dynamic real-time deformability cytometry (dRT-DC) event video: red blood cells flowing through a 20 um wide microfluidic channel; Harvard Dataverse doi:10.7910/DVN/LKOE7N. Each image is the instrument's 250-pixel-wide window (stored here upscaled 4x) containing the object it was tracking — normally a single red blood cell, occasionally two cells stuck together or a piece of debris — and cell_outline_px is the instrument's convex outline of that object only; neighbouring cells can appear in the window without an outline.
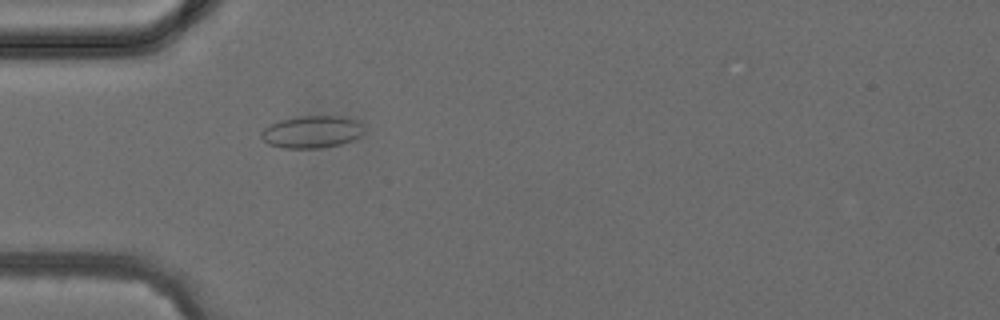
{"species": "common noctule bat (a hibernating species)", "species_latin": "Nyctalus noctula", "temperature_condition": "cold", "stored_images_in_passage": 2, "camera_frame_rate_fps": 3000, "um_per_image_px": 0.085, "animal": {"sex": "female", "body_mass_g": 24.6, "forearm_length_mm": 56.2}, "frame": {"image": 1, "passage_image": 2, "time_ms": 1.0, "image_size_px": [1000, 320], "cell_outline_px": [[364, 132], [360, 136], [352, 140], [340, 144], [320, 148], [280, 148], [268, 144], [260, 136], [260, 132], [264, 128], [280, 120], [296, 116], [344, 116], [356, 120], [364, 128]], "centroid_in_image_um": [26.5, 11.21], "position_along_channel_um": 58.5, "area_um2": 19.42}}